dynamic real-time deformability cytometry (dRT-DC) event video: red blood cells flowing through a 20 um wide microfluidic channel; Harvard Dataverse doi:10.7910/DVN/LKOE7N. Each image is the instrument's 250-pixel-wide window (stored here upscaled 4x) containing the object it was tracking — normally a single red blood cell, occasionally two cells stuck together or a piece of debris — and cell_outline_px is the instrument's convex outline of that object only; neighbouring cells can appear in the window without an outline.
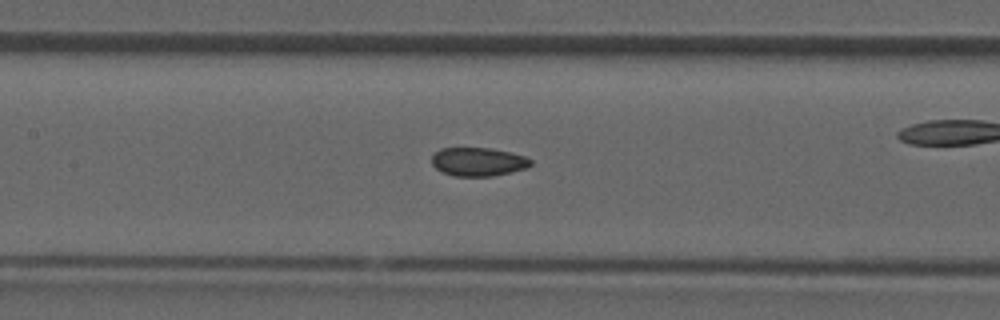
{"species": "common noctule bat (a hibernating species)", "species_latin": "Nyctalus noctula", "temperature_condition": "room temperature", "stored_images_in_passage": 42, "camera_frame_rate_fps": 3000, "um_per_image_px": 0.085, "animal": {"sex": "male", "forearm_length_mm": 52.5}, "frame": {"image": 1, "passage_image": 19, "time_ms": 6.0, "image_size_px": [1000, 320], "cell_outline_px": [[532, 164], [528, 168], [512, 172], [492, 176], [456, 176], [440, 172], [432, 164], [432, 152], [440, 148], [492, 148], [524, 156], [532, 160]], "centroid_in_image_um": [40.62, 13.75], "position_along_channel_um": 166.8, "area_um2": 16.65}}
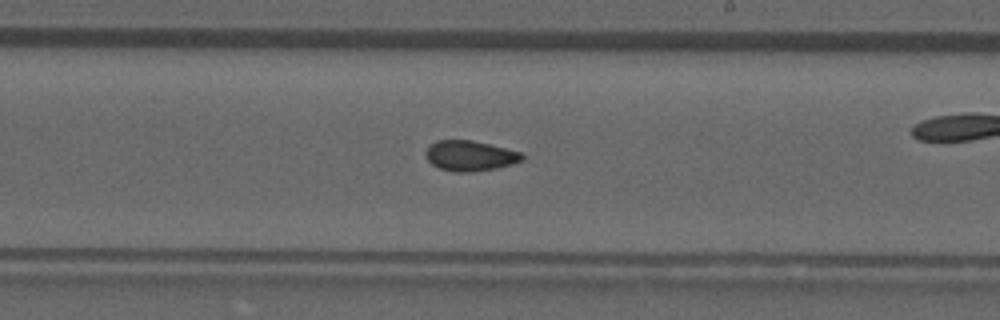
{"frame": {"image": 2, "passage_image": 24, "time_ms": 7.667, "image_size_px": [1000, 320], "cell_outline_px": [[524, 160], [512, 164], [496, 168], [468, 172], [456, 172], [440, 168], [432, 164], [428, 160], [424, 152], [436, 140], [472, 140], [520, 152], [524, 156]], "centroid_in_image_um": [39.95, 13.24], "position_along_channel_um": 249.1, "area_um2": 16.82}}